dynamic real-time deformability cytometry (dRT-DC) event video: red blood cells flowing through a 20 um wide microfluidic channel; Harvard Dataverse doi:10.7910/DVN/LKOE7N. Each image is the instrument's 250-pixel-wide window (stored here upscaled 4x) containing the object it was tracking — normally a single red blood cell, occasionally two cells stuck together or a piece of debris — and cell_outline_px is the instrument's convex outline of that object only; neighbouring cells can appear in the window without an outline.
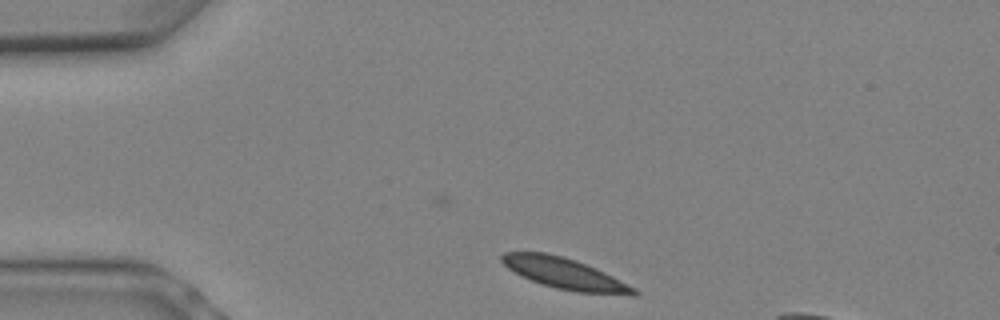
{"species": "Egyptian fruit bat (a non-hibernating species)", "species_latin": "Rousettus aegyptiacus", "temperature_condition": "warm", "stored_images_in_passage": 7, "camera_frame_rate_fps": 3000, "um_per_image_px": 0.085, "animal": {"sex": "female"}, "frame": {"image": 1, "passage_image": 7, "time_ms": 2.0, "image_size_px": [1000, 320], "cell_outline_px": [[640, 292], [636, 296], [632, 296], [576, 292], [556, 288], [540, 284], [508, 268], [500, 260], [500, 256], [504, 252], [544, 252], [576, 260], [596, 268], [636, 288]], "centroid_in_image_um": [48.06, 23.27], "position_along_channel_um": 36.9, "area_um2": 23.81}}